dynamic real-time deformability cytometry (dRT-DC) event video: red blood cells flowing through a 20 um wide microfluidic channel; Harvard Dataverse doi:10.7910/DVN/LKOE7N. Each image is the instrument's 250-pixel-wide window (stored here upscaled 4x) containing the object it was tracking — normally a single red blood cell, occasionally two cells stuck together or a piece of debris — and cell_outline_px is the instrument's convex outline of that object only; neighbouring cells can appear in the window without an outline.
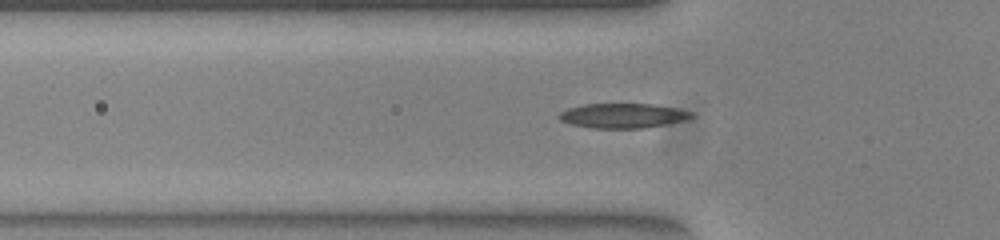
{"species": "common noctule bat (a hibernating species)", "species_latin": "Nyctalus noctula", "temperature_condition": "warm", "stored_images_in_passage": 40, "camera_frame_rate_fps": 3000, "um_per_image_px": 0.085, "animal": {"sex": "female", "body_mass_g": 23.0, "forearm_length_mm": 53.4}, "frame": {"image": 1, "passage_image": 11, "time_ms": 3.333, "image_size_px": [1000, 240], "cell_outline_px": [[692, 116], [688, 120], [644, 128], [588, 128], [572, 124], [560, 120], [556, 116], [560, 112], [568, 108], [584, 104], [652, 104], [676, 108], [692, 112]], "centroid_in_image_um": [52.92, 9.84], "position_along_channel_um": 72.9, "area_um2": 19.07}}
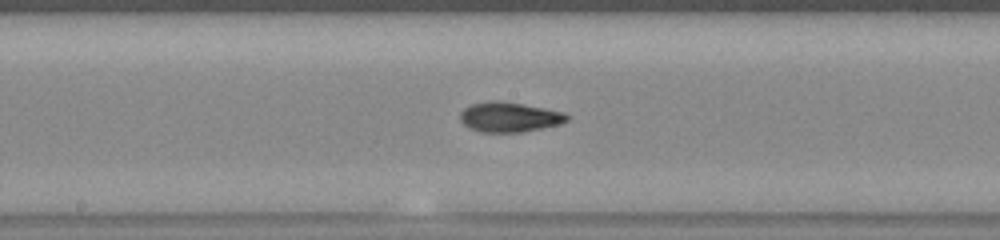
{"frame": {"image": 2, "passage_image": 21, "time_ms": 6.667, "image_size_px": [1000, 240], "cell_outline_px": [[568, 120], [560, 124], [520, 132], [480, 132], [468, 128], [460, 120], [460, 112], [464, 108], [472, 104], [488, 100], [500, 100], [524, 104], [564, 112], [568, 116]], "centroid_in_image_um": [43.26, 9.94], "position_along_channel_um": 204.9, "area_um2": 18.67}}
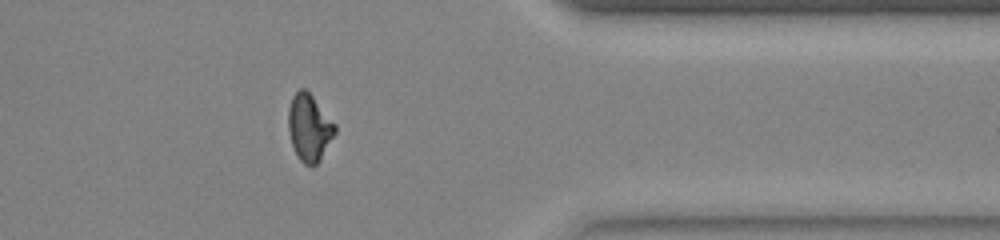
{"frame": {"image": 3, "passage_image": 36, "time_ms": 11.667, "image_size_px": [1000, 240], "cell_outline_px": [[336, 132], [320, 160], [312, 168], [304, 164], [300, 160], [292, 144], [288, 128], [288, 108], [292, 96], [300, 88], [304, 88], [312, 96], [336, 124]], "centroid_in_image_um": [26.29, 10.86], "position_along_channel_um": 385.1, "area_um2": 18.15}, "authors_computed_cell_mechanics": {"area_um2": 18.2359, "velocity_mm_per_s": 3.9397, "shape_relaxation_time_tau1_ms": 7.0433, "shape_relaxation_time_tau2_ms": 1.7105, "deformation_change_tau1": 0.2544, "deformation_change_tau2": 0.0662}}